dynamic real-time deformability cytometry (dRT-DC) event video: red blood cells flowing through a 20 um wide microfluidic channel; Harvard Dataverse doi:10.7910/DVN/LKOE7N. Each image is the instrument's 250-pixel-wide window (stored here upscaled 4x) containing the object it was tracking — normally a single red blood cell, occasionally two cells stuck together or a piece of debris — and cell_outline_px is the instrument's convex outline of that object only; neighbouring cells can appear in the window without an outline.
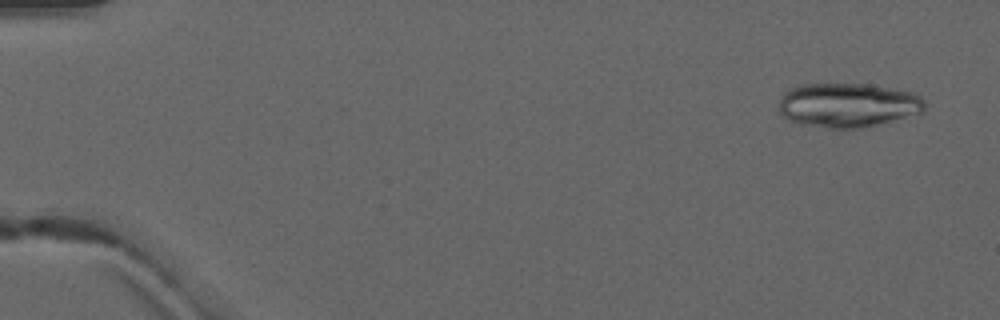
{"species": "common noctule bat (a hibernating species)", "species_latin": "Nyctalus noctula", "temperature_condition": "warm", "stored_images_in_passage": 5, "camera_frame_rate_fps": 3000, "um_per_image_px": 0.085, "animal": {"sex": "male", "forearm_length_mm": 52.5}, "frame": {"image": 1, "passage_image": 1, "time_ms": 0.0, "image_size_px": [1000, 320], "cell_outline_px": [[924, 112], [872, 128], [828, 128], [800, 124], [784, 116], [780, 112], [780, 100], [784, 92], [788, 88], [804, 84], [868, 84], [892, 88], [912, 92], [920, 96], [924, 100]], "centroid_in_image_um": [72.12, 8.95], "position_along_channel_um": 12.9, "area_um2": 38.09}}